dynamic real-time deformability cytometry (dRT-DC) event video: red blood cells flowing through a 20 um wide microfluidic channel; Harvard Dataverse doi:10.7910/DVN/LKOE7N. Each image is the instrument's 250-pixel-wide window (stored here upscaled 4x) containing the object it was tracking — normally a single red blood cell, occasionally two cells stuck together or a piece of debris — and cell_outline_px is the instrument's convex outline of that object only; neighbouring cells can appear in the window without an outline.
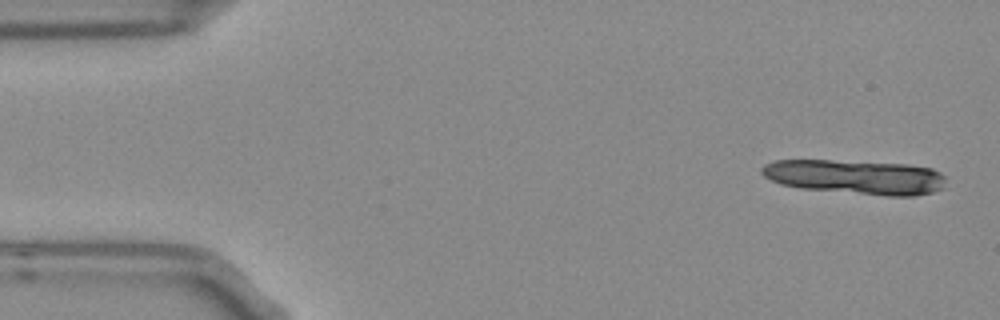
{"species": "Egyptian fruit bat (a non-hibernating species)", "species_latin": "Rousettus aegyptiacus", "temperature_condition": "room temperature", "stored_images_in_passage": 4, "camera_frame_rate_fps": 3000, "um_per_image_px": 0.085, "frame": {"image": 1, "passage_image": 1, "time_ms": 0.0, "image_size_px": [1000, 320], "cell_outline_px": [[944, 188], [932, 192], [916, 196], [888, 196], [800, 188], [780, 184], [764, 176], [760, 172], [760, 168], [764, 164], [776, 160], [828, 160], [908, 164], [932, 168], [940, 172], [944, 176]], "centroid_in_image_um": [72.72, 15.04], "position_along_channel_um": 12.3, "area_um2": 37.11}}
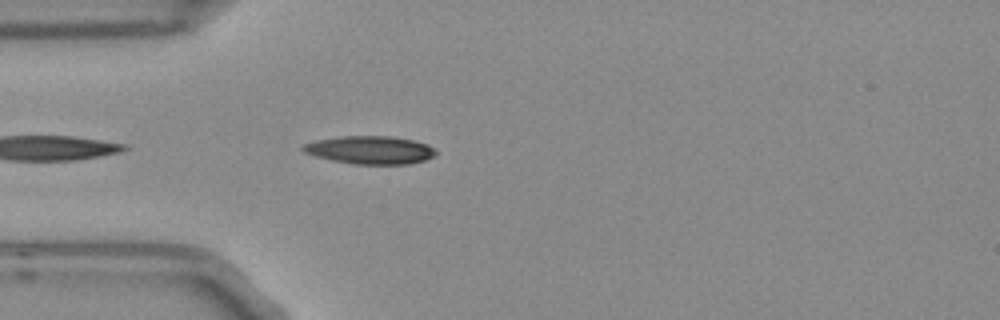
{"frame": {"image": 2, "passage_image": 4, "time_ms": 1.0, "image_size_px": [1000, 320], "cell_outline_px": [[436, 152], [432, 156], [424, 160], [408, 164], [352, 164], [332, 160], [316, 156], [304, 152], [300, 148], [304, 144], [316, 140], [340, 136], [392, 136], [412, 140], [428, 144]], "centroid_in_image_um": [31.43, 12.74], "position_along_channel_um": 53.6, "area_um2": 21.56}}